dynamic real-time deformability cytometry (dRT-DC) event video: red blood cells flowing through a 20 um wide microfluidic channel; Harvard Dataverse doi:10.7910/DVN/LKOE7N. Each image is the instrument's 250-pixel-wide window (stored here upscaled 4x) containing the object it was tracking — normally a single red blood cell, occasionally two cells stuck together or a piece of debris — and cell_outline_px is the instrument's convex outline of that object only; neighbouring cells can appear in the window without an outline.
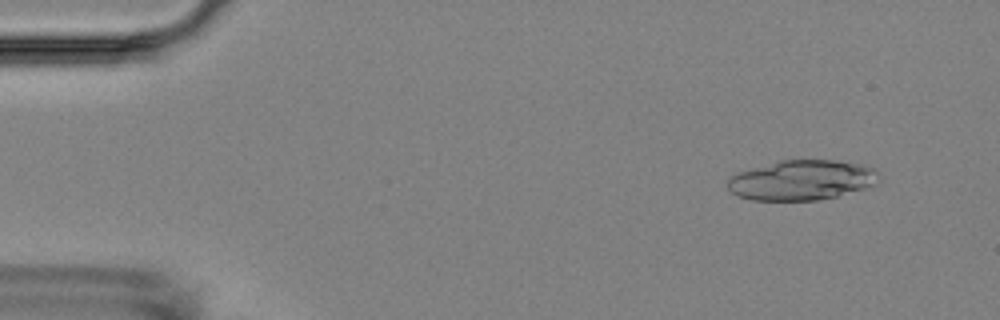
{"species": "Egyptian fruit bat (a non-hibernating species)", "species_latin": "Rousettus aegyptiacus", "temperature_condition": "room temperature", "stored_images_in_passage": 5, "camera_frame_rate_fps": 3000, "um_per_image_px": 0.085, "animal": {"sex": "female"}, "frame": {"image": 1, "passage_image": 2, "time_ms": 1.333, "image_size_px": [1000, 320], "cell_outline_px": [[880, 180], [876, 184], [864, 188], [836, 196], [816, 200], [752, 200], [740, 196], [732, 192], [728, 188], [728, 180], [732, 176], [740, 172], [780, 160], [836, 160], [864, 164], [876, 168], [880, 176]], "centroid_in_image_um": [68.22, 15.3], "position_along_channel_um": 16.8, "area_um2": 35.14}}